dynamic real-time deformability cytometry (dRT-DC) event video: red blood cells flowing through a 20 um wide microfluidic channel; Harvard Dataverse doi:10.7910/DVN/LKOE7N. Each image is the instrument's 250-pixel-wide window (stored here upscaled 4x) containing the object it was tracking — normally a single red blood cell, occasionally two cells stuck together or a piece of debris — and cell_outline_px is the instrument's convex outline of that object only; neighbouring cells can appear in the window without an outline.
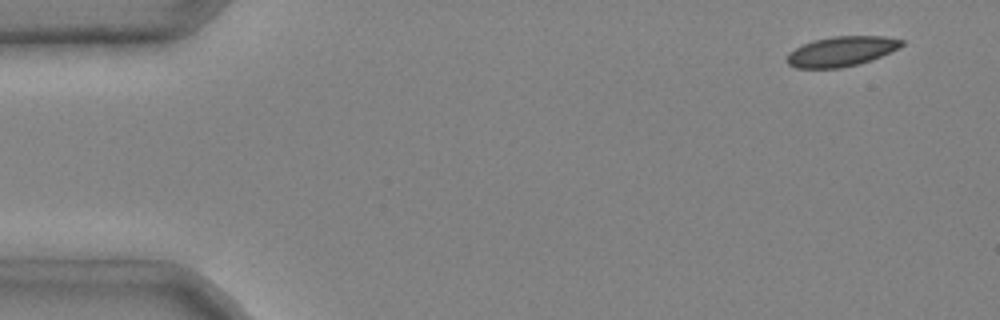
{"species": "common noctule bat (a hibernating species)", "species_latin": "Nyctalus noctula", "temperature_condition": "cold", "stored_images_in_passage": 3, "camera_frame_rate_fps": 3000, "um_per_image_px": 0.085, "animal": {"sex": "male", "body_mass_g": 20.4}, "frame": {"image": 1, "passage_image": 1, "time_ms": 0.0, "image_size_px": [1000, 320], "cell_outline_px": [[904, 44], [872, 60], [840, 68], [796, 68], [788, 64], [784, 60], [796, 48], [812, 40], [832, 36], [884, 36], [904, 40]], "centroid_in_image_um": [71.5, 4.36], "position_along_channel_um": 13.5, "area_um2": 19.77}}